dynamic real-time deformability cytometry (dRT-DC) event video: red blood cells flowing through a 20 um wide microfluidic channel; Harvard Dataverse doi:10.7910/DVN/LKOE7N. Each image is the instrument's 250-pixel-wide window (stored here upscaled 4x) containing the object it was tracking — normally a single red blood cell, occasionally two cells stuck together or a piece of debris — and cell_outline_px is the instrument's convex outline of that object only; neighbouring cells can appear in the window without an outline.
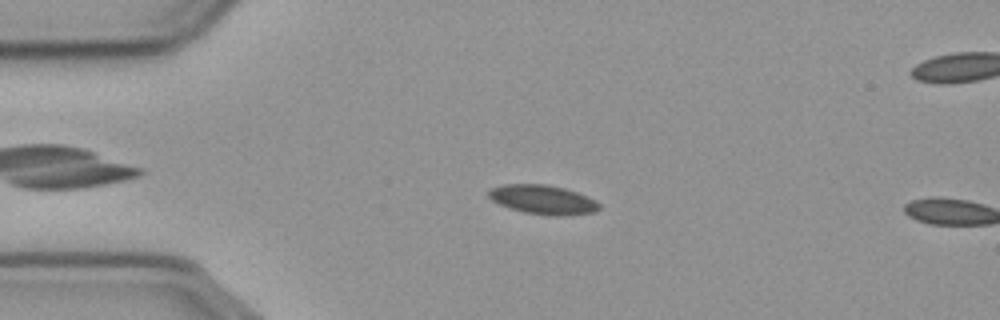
{"species": "common noctule bat (a hibernating species)", "species_latin": "Nyctalus noctula", "temperature_condition": "cold", "stored_images_in_passage": 12, "camera_frame_rate_fps": 3000, "um_per_image_px": 0.085, "animal": {"sex": "male", "body_mass_g": 23.1, "forearm_length_mm": 52.7}, "frame": {"image": 1, "passage_image": 10, "time_ms": 3.0, "image_size_px": [1000, 320], "cell_outline_px": [[600, 208], [596, 212], [564, 216], [548, 216], [524, 212], [508, 208], [492, 200], [488, 196], [488, 192], [492, 188], [504, 184], [544, 184], [564, 188], [576, 192], [596, 200], [600, 204]], "centroid_in_image_um": [46.16, 16.98], "position_along_channel_um": 38.8, "area_um2": 18.9}}